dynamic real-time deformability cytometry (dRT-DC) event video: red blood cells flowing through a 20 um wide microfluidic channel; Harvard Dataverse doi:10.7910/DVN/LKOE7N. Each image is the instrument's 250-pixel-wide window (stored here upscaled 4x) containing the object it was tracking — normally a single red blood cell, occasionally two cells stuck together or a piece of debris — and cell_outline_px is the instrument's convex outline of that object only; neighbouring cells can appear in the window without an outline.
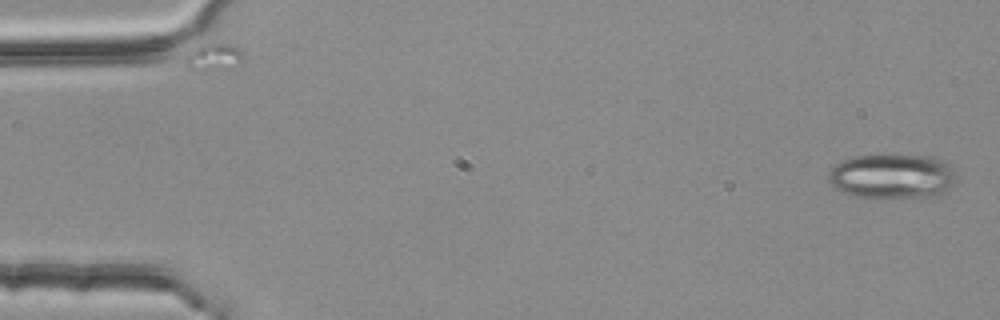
{"species": "common noctule bat (a hibernating species)", "species_latin": "Nyctalus noctula", "temperature_condition": "room temperature", "stored_images_in_passage": 3, "camera_frame_rate_fps": 3000, "um_per_image_px": 0.085, "animal": {"sex": "female", "body_mass_g": 25.1}, "frame": {"image": 1, "passage_image": 1, "time_ms": 0.0, "image_size_px": [1000, 320], "cell_outline_px": [[952, 180], [936, 196], [856, 196], [832, 188], [828, 180], [828, 172], [840, 160], [852, 156], [932, 156], [940, 160], [952, 172]], "centroid_in_image_um": [75.67, 14.96], "position_along_channel_um": 9.3, "area_um2": 31.85}}